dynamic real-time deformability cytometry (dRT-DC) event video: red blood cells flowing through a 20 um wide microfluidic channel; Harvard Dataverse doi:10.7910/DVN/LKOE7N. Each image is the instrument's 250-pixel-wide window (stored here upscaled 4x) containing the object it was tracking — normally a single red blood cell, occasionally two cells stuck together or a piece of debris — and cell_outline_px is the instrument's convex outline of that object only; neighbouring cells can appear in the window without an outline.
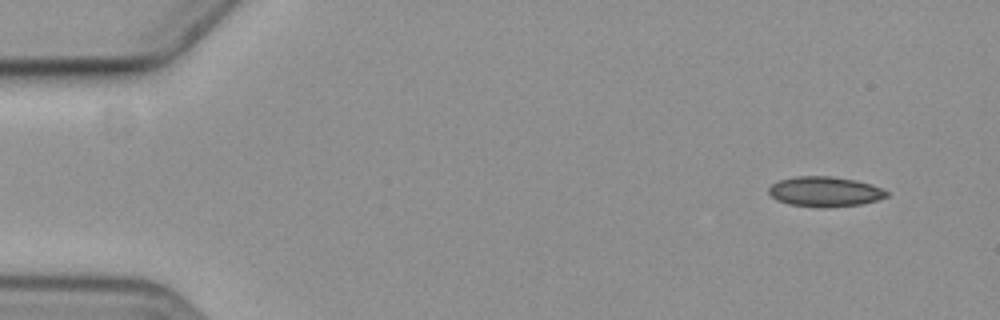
{"species": "common noctule bat (a hibernating species)", "species_latin": "Nyctalus noctula", "temperature_condition": "cold", "stored_images_in_passage": 5, "camera_frame_rate_fps": 3000, "um_per_image_px": 0.085, "animal": {"sex": "female", "body_mass_g": 19.3, "forearm_length_mm": 54.1}, "frame": {"image": 1, "passage_image": 1, "time_ms": 0.0, "image_size_px": [1000, 320], "cell_outline_px": [[888, 196], [876, 200], [860, 204], [788, 204], [772, 196], [768, 192], [768, 188], [772, 184], [780, 180], [796, 176], [828, 176], [856, 180], [880, 188], [888, 192]], "centroid_in_image_um": [70.1, 16.22], "position_along_channel_um": 14.9, "area_um2": 19.31}}